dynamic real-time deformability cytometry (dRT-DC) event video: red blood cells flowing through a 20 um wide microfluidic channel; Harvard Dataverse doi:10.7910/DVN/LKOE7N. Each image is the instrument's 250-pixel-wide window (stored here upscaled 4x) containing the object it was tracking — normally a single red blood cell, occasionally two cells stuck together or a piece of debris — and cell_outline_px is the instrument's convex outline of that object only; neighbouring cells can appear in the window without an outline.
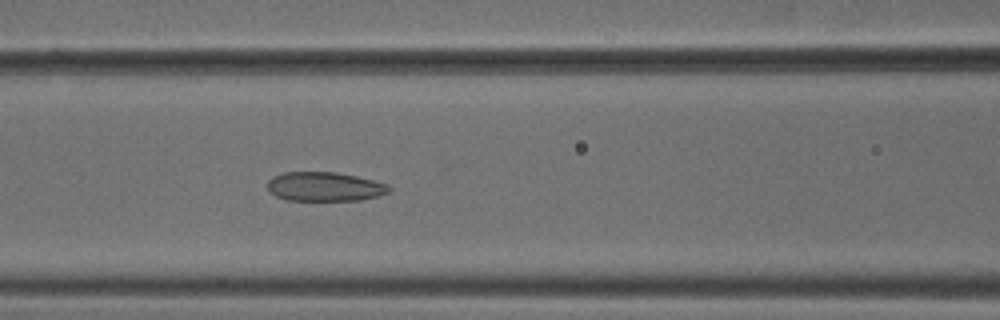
{"species": "common noctule bat (a hibernating species)", "species_latin": "Nyctalus noctula", "temperature_condition": "cold", "stored_images_in_passage": 52, "camera_frame_rate_fps": 3000, "um_per_image_px": 0.085, "animal": {"sex": "male", "body_mass_g": 18.8}, "frame": {"image": 1, "passage_image": 22, "time_ms": 7.0, "image_size_px": [1000, 320], "cell_outline_px": [[392, 188], [388, 192], [380, 196], [360, 200], [284, 200], [276, 196], [268, 188], [268, 180], [272, 176], [284, 172], [336, 172], [356, 176], [388, 184]], "centroid_in_image_um": [27.6, 15.86], "position_along_channel_um": 139.0, "area_um2": 20.69}}
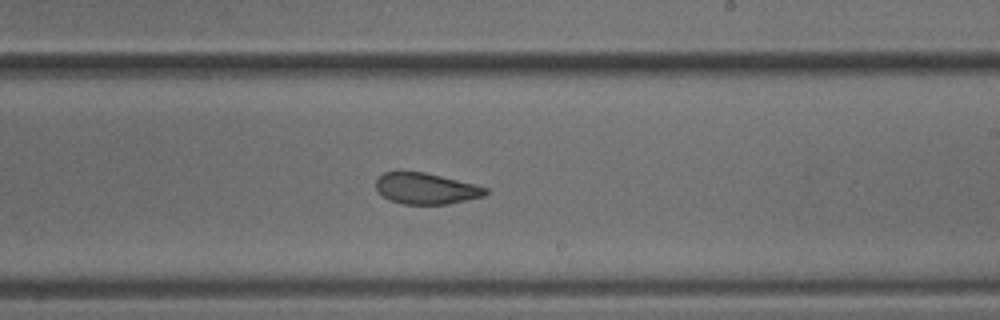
{"frame": {"image": 2, "passage_image": 31, "time_ms": 10.0, "image_size_px": [1000, 320], "cell_outline_px": [[488, 192], [484, 196], [448, 204], [404, 204], [388, 200], [376, 188], [376, 180], [384, 172], [424, 172], [476, 184], [488, 188]], "centroid_in_image_um": [36.24, 16.03], "position_along_channel_um": 252.8, "area_um2": 19.77}}
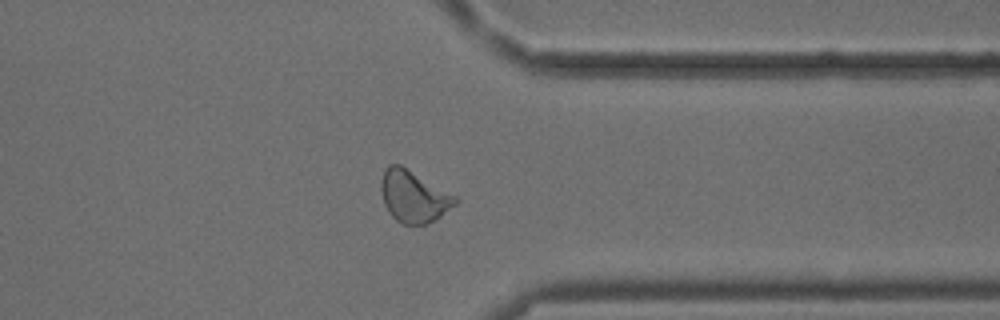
{"frame": {"image": 3, "passage_image": 41, "time_ms": 13.333, "image_size_px": [1000, 320], "cell_outline_px": [[460, 200], [456, 204], [436, 220], [424, 224], [404, 224], [396, 220], [388, 212], [384, 204], [380, 188], [380, 184], [384, 172], [388, 164], [400, 164], [456, 196]], "centroid_in_image_um": [35.16, 16.7], "position_along_channel_um": 376.2, "area_um2": 22.31}, "authors_computed_cell_mechanics": {"area_um2": 22.1663, "velocity_mm_per_s": 3.7903, "shape_relaxation_time_tau1_ms": null, "shape_relaxation_time_tau2_ms": 3.7246, "deformation_change_tau1": null, "deformation_change_tau2": 0.03}}